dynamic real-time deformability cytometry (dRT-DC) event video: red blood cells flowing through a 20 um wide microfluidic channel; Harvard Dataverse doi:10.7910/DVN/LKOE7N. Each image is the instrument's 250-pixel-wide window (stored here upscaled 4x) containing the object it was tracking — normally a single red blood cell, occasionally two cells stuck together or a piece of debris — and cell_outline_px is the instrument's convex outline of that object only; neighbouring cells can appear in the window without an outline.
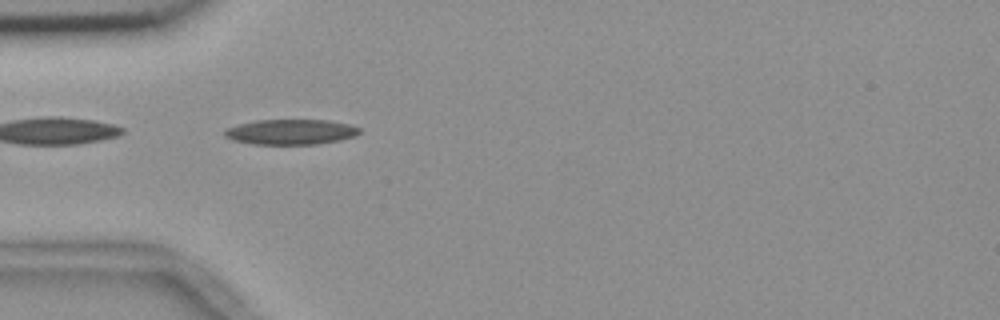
{"species": "common noctule bat (a hibernating species)", "species_latin": "Nyctalus noctula", "temperature_condition": "room temperature", "stored_images_in_passage": 39, "camera_frame_rate_fps": 3000, "um_per_image_px": 0.085, "animal": {"sex": "female", "body_mass_g": 18.4}, "frame": {"image": 1, "passage_image": 1, "time_ms": 0.0, "image_size_px": [1000, 320], "cell_outline_px": [[360, 132], [356, 136], [340, 140], [316, 144], [252, 144], [232, 140], [224, 136], [224, 128], [256, 120], [328, 120], [348, 124], [360, 128]], "centroid_in_image_um": [24.7, 11.21], "position_along_channel_um": 60.3, "area_um2": 19.88}}
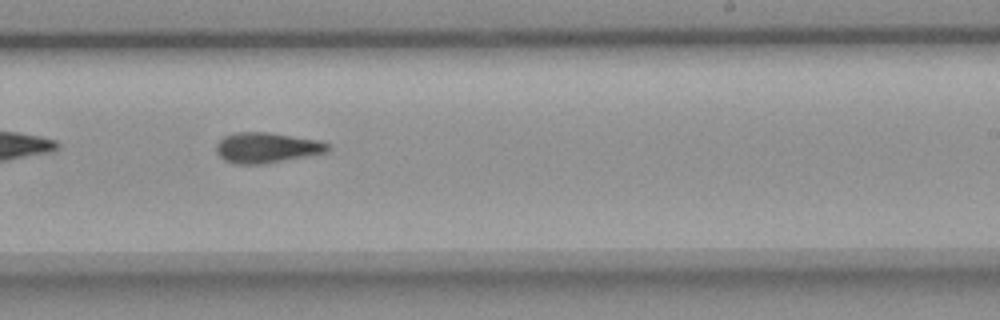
{"frame": {"image": 2, "passage_image": 18, "time_ms": 5.667, "image_size_px": [1000, 320], "cell_outline_px": [[332, 148], [328, 152], [264, 164], [236, 164], [224, 160], [216, 152], [216, 144], [224, 136], [236, 132], [268, 132], [320, 140], [332, 144]], "centroid_in_image_um": [22.71, 12.55], "position_along_channel_um": 266.3, "area_um2": 20.0}}
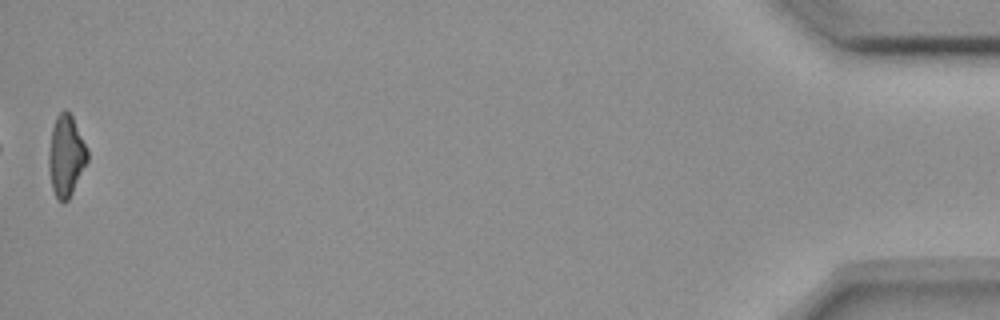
{"frame": {"image": 3, "passage_image": 39, "time_ms": 12.667, "image_size_px": [1000, 320], "cell_outline_px": [[88, 160], [68, 200], [64, 204], [56, 196], [52, 188], [48, 168], [48, 156], [52, 128], [56, 116], [64, 108], [72, 116], [88, 148]], "centroid_in_image_um": [5.61, 13.23], "position_along_channel_um": 429.6, "area_um2": 18.26}, "authors_computed_cell_mechanics": {"area_um2": 19.1318, "velocity_mm_per_s": 3.6903, "shape_relaxation_time_tau1_ms": 8.3852, "shape_relaxation_time_tau2_ms": 4.0572, "deformation_change_tau1": 0.202, "deformation_change_tau2": 0.123}}